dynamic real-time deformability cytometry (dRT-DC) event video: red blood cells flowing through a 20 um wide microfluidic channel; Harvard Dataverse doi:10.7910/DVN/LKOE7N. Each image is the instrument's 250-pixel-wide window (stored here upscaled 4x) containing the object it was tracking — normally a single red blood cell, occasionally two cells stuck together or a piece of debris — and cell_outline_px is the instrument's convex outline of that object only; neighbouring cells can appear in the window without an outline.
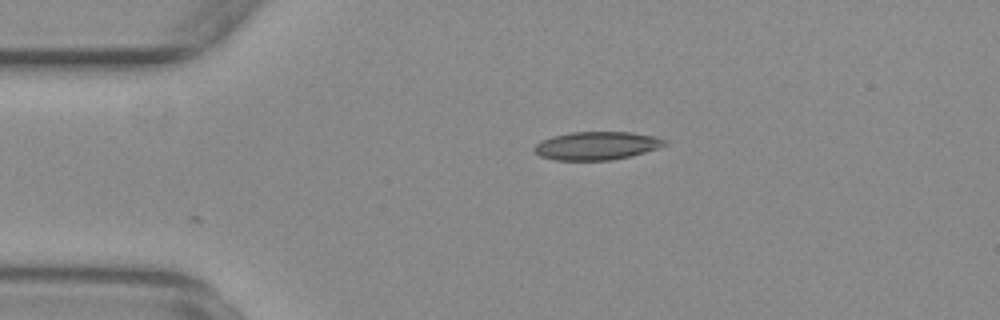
{"species": "common noctule bat (a hibernating species)", "species_latin": "Nyctalus noctula", "temperature_condition": "warm", "stored_images_in_passage": 3, "camera_frame_rate_fps": 3000, "um_per_image_px": 0.085, "animal": {"sex": "female", "body_mass_g": 29.2, "forearm_length_mm": 56.3}, "frame": {"image": 1, "passage_image": 1, "time_ms": 0.0, "image_size_px": [1000, 320], "cell_outline_px": [[668, 144], [632, 156], [608, 160], [556, 160], [540, 156], [532, 148], [540, 140], [552, 136], [572, 132], [632, 132], [656, 136], [668, 140]], "centroid_in_image_um": [50.73, 12.37], "position_along_channel_um": 34.3, "area_um2": 21.5}}